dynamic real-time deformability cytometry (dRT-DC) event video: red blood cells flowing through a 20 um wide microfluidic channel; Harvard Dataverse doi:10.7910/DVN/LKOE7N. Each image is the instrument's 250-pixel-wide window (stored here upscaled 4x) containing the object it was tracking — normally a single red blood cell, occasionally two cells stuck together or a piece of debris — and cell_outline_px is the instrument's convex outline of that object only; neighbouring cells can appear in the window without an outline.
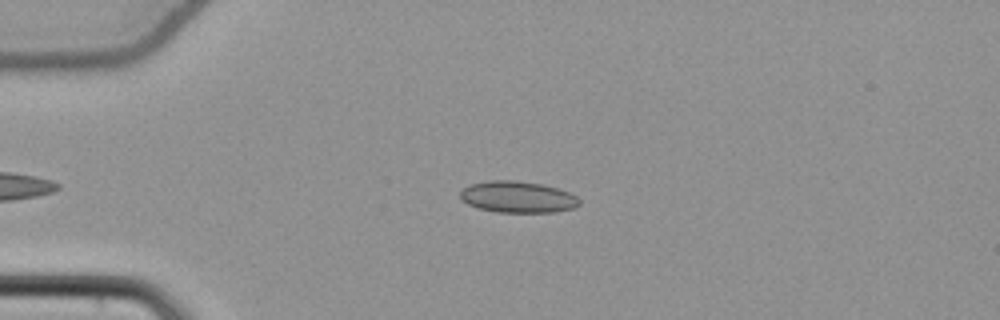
{"species": "common noctule bat (a hibernating species)", "species_latin": "Nyctalus noctula", "temperature_condition": "cold", "stored_images_in_passage": 42, "camera_frame_rate_fps": 3000, "um_per_image_px": 0.085, "animal": {"sex": "female", "body_mass_g": 22.7, "forearm_length_mm": 54.2}, "frame": {"image": 1, "passage_image": 7, "time_ms": 2.0, "image_size_px": [1000, 320], "cell_outline_px": [[580, 204], [572, 208], [556, 212], [496, 212], [480, 208], [468, 204], [460, 200], [460, 192], [468, 184], [488, 180], [516, 180], [544, 184], [568, 192], [576, 196], [580, 200]], "centroid_in_image_um": [43.98, 16.73], "position_along_channel_um": 41.0, "area_um2": 21.96}}
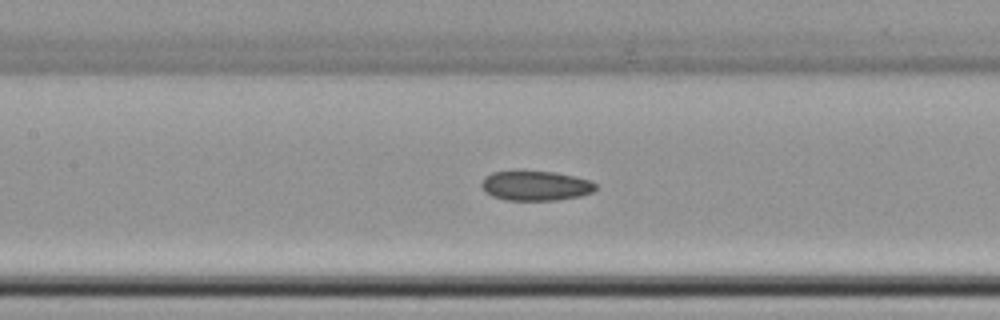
{"frame": {"image": 2, "passage_image": 19, "time_ms": 6.0, "image_size_px": [1000, 320], "cell_outline_px": [[596, 188], [592, 192], [580, 196], [556, 200], [508, 200], [492, 196], [484, 192], [480, 184], [484, 176], [492, 172], [516, 168], [556, 172], [576, 176], [592, 180], [596, 184]], "centroid_in_image_um": [45.48, 15.73], "position_along_channel_um": 161.9, "area_um2": 20.69}}
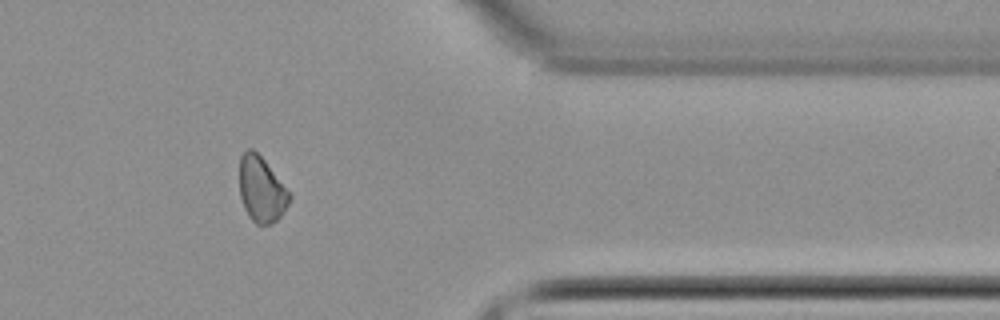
{"frame": {"image": 3, "passage_image": 38, "time_ms": 12.333, "image_size_px": [1000, 320], "cell_outline_px": [[292, 196], [284, 212], [272, 224], [256, 224], [248, 216], [244, 208], [240, 196], [240, 156], [248, 148], [252, 148], [264, 160]], "centroid_in_image_um": [22.21, 16.12], "position_along_channel_um": 389.2, "area_um2": 18.84}, "authors_computed_cell_mechanics": {"area_um2": 20.1722, "velocity_mm_per_s": 3.8571, "shape_relaxation_time_tau1_ms": null, "shape_relaxation_time_tau2_ms": 7.5037, "deformation_change_tau1": null, "deformation_change_tau2": 0.0971}}